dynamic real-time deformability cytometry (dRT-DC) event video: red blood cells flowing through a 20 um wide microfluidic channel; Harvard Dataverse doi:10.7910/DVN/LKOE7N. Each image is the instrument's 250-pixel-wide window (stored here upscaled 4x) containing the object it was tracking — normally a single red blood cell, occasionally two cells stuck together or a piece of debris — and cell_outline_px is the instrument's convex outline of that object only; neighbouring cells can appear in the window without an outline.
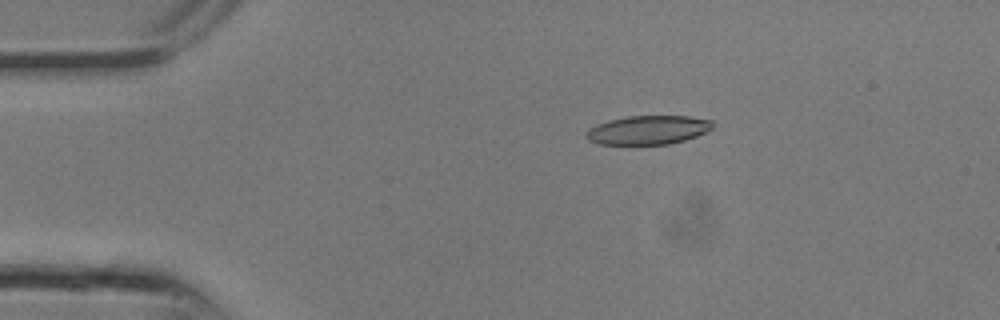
{"species": "common noctule bat (a hibernating species)", "species_latin": "Nyctalus noctula", "temperature_condition": "room temperature", "stored_images_in_passage": 11, "camera_frame_rate_fps": 3000, "um_per_image_px": 0.085, "animal": {"sex": "male", "body_mass_g": 13.3}, "frame": {"image": 1, "passage_image": 5, "time_ms": 1.333, "image_size_px": [1000, 320], "cell_outline_px": [[712, 128], [696, 136], [684, 140], [668, 144], [628, 148], [596, 144], [588, 140], [584, 136], [588, 128], [596, 124], [608, 120], [628, 116], [688, 116], [712, 120]], "centroid_in_image_um": [54.95, 11.11], "position_along_channel_um": 30.0, "area_um2": 22.31}}
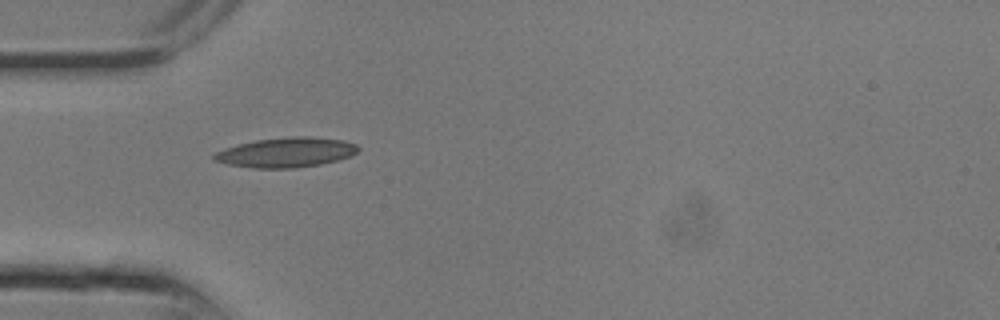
{"frame": {"image": 2, "passage_image": 8, "time_ms": 2.333, "image_size_px": [1000, 320], "cell_outline_px": [[360, 148], [356, 152], [348, 156], [336, 160], [320, 164], [292, 168], [252, 168], [228, 164], [212, 160], [212, 156], [216, 152], [224, 148], [256, 140], [288, 136], [308, 136], [344, 140], [356, 144]], "centroid_in_image_um": [24.3, 12.95], "position_along_channel_um": 60.7, "area_um2": 24.91}}
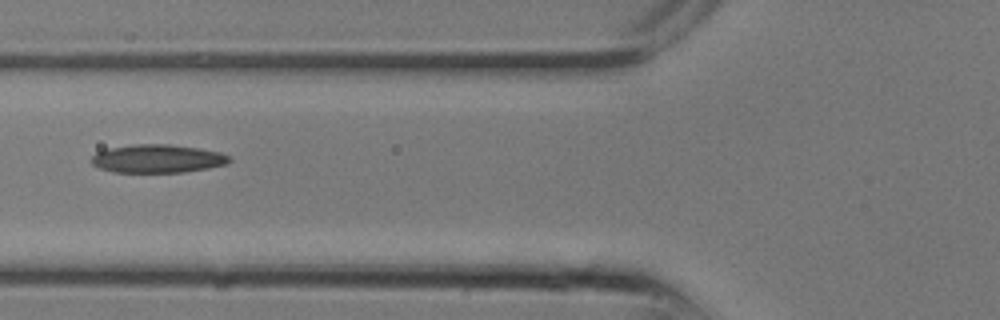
{"frame": {"image": 3, "passage_image": 10, "time_ms": 3.0, "image_size_px": [1000, 320], "cell_outline_px": [[232, 160], [228, 164], [208, 168], [184, 172], [112, 172], [100, 168], [92, 164], [92, 156], [96, 152], [108, 148], [136, 144], [168, 144], [196, 148], [220, 152], [228, 156]], "centroid_in_image_um": [13.38, 13.49], "position_along_channel_um": 112.4, "area_um2": 22.66}}